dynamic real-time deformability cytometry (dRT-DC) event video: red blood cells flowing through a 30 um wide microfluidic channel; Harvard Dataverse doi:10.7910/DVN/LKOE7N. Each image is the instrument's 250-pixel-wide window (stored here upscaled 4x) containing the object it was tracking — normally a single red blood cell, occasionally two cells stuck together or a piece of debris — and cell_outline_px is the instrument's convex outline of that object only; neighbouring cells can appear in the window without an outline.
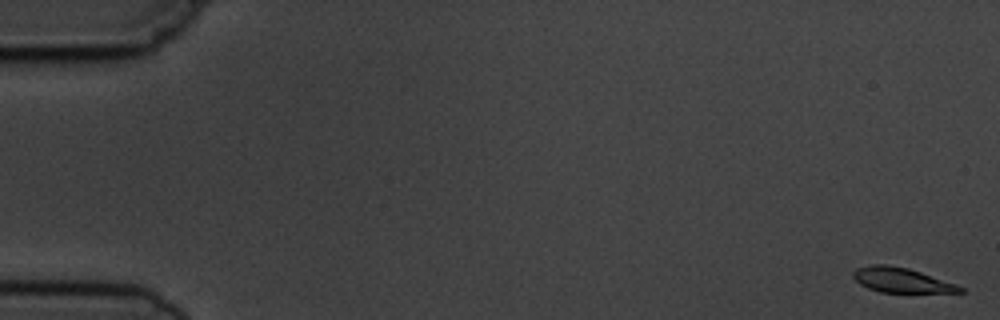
{"species": "common noctule bat (a hibernating species)", "species_latin": "Nyctalus noctula", "temperature_condition": "cold", "stored_images_in_passage": 6, "camera_frame_rate_fps": 3000, "um_per_image_px": 0.085, "animal": {"sex": "male", "body_mass_g": 19.5, "forearm_length_mm": 54.6}, "frame": {"image": 1, "passage_image": 1, "time_ms": 0.0, "image_size_px": [1000, 320], "cell_outline_px": [[964, 292], [880, 292], [868, 288], [860, 284], [852, 276], [852, 272], [856, 268], [872, 264], [888, 264], [908, 268], [956, 284], [964, 288]], "centroid_in_image_um": [76.58, 23.8], "position_along_channel_um": 8.4, "area_um2": 15.32}}
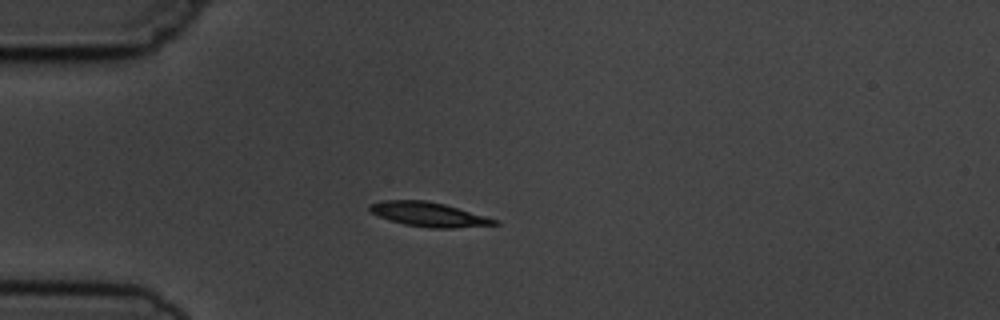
{"frame": {"image": 2, "passage_image": 5, "time_ms": 4.667, "image_size_px": [1000, 320], "cell_outline_px": [[500, 224], [452, 228], [432, 228], [404, 224], [380, 216], [372, 212], [368, 208], [368, 204], [384, 200], [424, 200], [444, 204], [500, 220]], "centroid_in_image_um": [36.47, 18.22], "position_along_channel_um": 48.5, "area_um2": 17.51}}